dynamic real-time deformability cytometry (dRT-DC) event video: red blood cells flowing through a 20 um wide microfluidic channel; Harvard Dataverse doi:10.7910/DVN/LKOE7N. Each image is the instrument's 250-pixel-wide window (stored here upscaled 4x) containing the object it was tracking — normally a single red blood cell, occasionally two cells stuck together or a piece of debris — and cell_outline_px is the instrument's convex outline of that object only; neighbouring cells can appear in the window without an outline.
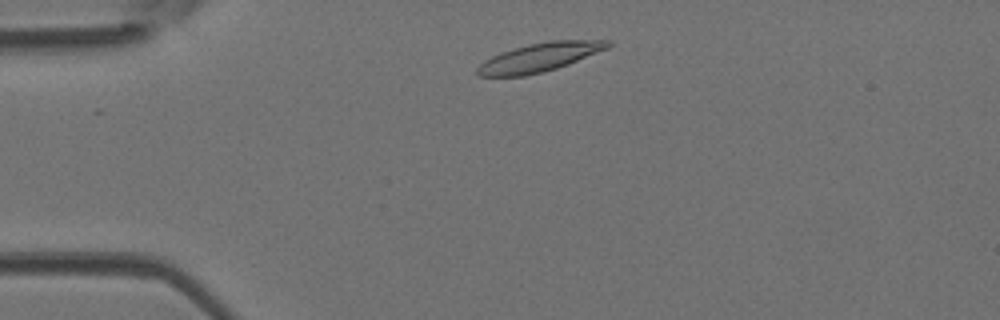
{"species": "Egyptian fruit bat (a non-hibernating species)", "species_latin": "Rousettus aegyptiacus", "temperature_condition": "room temperature", "stored_images_in_passage": 35, "camera_frame_rate_fps": 3000, "um_per_image_px": 0.085, "animal": {"sex": "female"}, "frame": {"image": 1, "passage_image": 2, "time_ms": 0.333, "image_size_px": [1000, 320], "cell_outline_px": [[612, 44], [608, 48], [568, 64], [544, 72], [524, 76], [480, 76], [476, 72], [476, 68], [484, 60], [492, 56], [528, 44], [548, 40], [612, 40]], "centroid_in_image_um": [45.88, 4.87], "position_along_channel_um": 39.1, "area_um2": 21.68}}
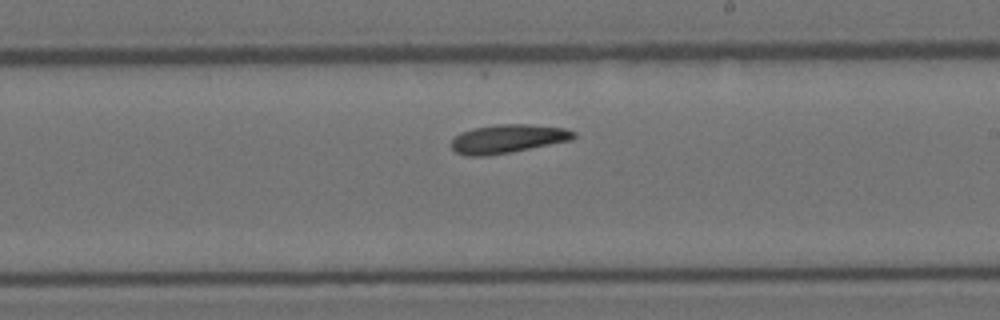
{"frame": {"image": 2, "passage_image": 20, "time_ms": 6.333, "image_size_px": [1000, 320], "cell_outline_px": [[576, 136], [572, 140], [512, 152], [488, 156], [464, 156], [456, 152], [452, 148], [452, 140], [460, 132], [472, 128], [496, 124], [528, 124], [564, 128], [576, 132]], "centroid_in_image_um": [43.15, 11.8], "position_along_channel_um": 245.8, "area_um2": 20.58}}
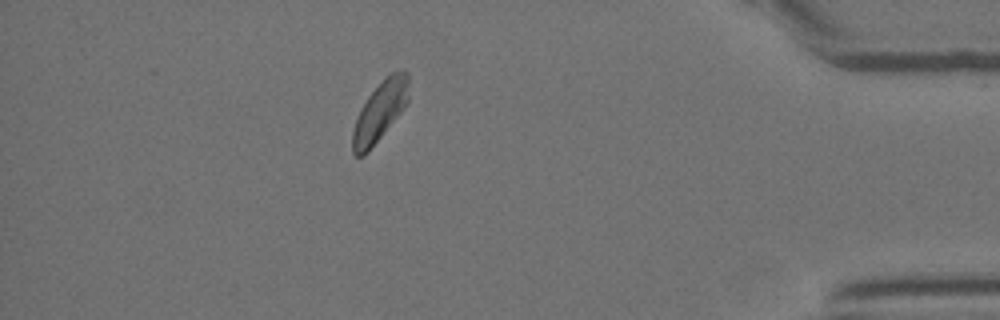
{"frame": {"image": 3, "passage_image": 35, "time_ms": 11.333, "image_size_px": [1000, 320], "cell_outline_px": [[408, 104], [368, 152], [364, 156], [356, 156], [352, 152], [352, 132], [360, 108], [368, 96], [384, 76], [392, 72], [404, 68], [408, 72]], "centroid_in_image_um": [32.3, 9.44], "position_along_channel_um": 402.9, "area_um2": 19.77}, "authors_computed_cell_mechanics": {"area_um2": 20.2878, "velocity_mm_per_s": 4.0056, "shape_relaxation_time_tau1_ms": 9.4534, "shape_relaxation_time_tau2_ms": 9.7361, "deformation_change_tau1": 0.1717, "deformation_change_tau2": 0.2185}}